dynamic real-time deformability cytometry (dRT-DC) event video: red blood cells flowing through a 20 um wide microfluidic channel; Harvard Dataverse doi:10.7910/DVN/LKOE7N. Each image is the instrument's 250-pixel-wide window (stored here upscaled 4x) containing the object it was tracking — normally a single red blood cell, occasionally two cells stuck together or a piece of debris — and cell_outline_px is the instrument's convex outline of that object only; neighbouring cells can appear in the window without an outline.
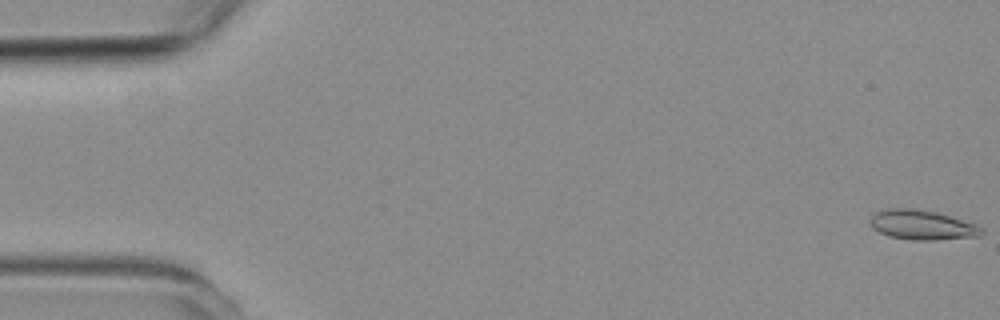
{"species": "common noctule bat (a hibernating species)", "species_latin": "Nyctalus noctula", "temperature_condition": "room temperature", "stored_images_in_passage": 8, "camera_frame_rate_fps": 3000, "um_per_image_px": 0.085, "animal": {"sex": "female", "body_mass_g": 19.3, "forearm_length_mm": 54.1}, "frame": {"image": 1, "passage_image": 1, "time_ms": 0.0, "image_size_px": [1000, 320], "cell_outline_px": [[984, 232], [980, 236], [936, 240], [912, 240], [888, 236], [872, 228], [868, 220], [876, 212], [888, 208], [912, 208], [936, 212], [976, 224], [984, 228]], "centroid_in_image_um": [78.37, 19.12], "position_along_channel_um": 6.6, "area_um2": 19.36}}